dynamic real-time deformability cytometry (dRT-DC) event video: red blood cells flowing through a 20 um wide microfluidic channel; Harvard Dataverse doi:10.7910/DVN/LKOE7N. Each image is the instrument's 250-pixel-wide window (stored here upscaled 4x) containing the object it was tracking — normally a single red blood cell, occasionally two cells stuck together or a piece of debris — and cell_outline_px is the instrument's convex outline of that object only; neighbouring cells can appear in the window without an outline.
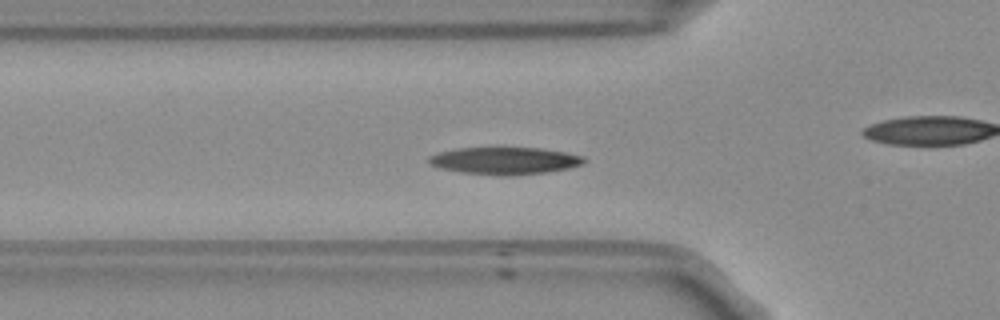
{"species": "Egyptian fruit bat (a non-hibernating species)", "species_latin": "Rousettus aegyptiacus", "temperature_condition": "room temperature", "stored_images_in_passage": 51, "camera_frame_rate_fps": 3000, "um_per_image_px": 0.085, "frame": {"image": 1, "passage_image": 15, "time_ms": 4.667, "image_size_px": [1000, 320], "cell_outline_px": [[584, 160], [580, 164], [568, 168], [544, 172], [512, 176], [500, 176], [460, 172], [440, 168], [432, 164], [428, 160], [428, 156], [440, 152], [460, 148], [544, 148], [584, 156]], "centroid_in_image_um": [42.88, 13.67], "position_along_channel_um": 82.9, "area_um2": 24.39}, "authors_computed_cell_mechanics": {"area_um2": 23.8136, "velocity_mm_per_s": 3.7946, "shape_relaxation_time_tau1_ms": 3.6398, "shape_relaxation_time_tau2_ms": 10.2524, "deformation_change_tau1": 0.1393, "deformation_change_tau2": 0.1702}}